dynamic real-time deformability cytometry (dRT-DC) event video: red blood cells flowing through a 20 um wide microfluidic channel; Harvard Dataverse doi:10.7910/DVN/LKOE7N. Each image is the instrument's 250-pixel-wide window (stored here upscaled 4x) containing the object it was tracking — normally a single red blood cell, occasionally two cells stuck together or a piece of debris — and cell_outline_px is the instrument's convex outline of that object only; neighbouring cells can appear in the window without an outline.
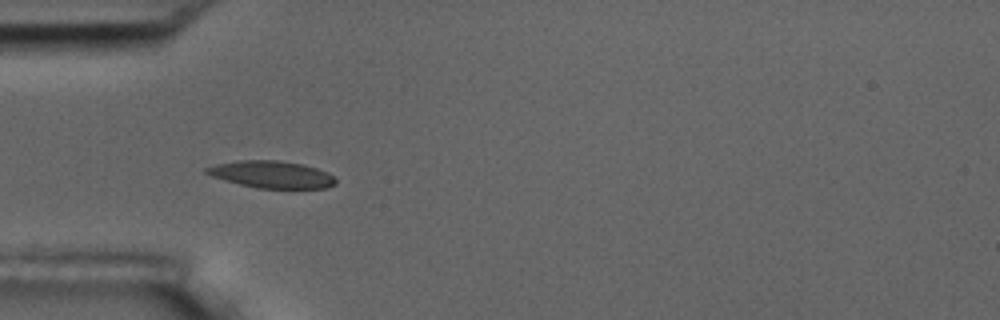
{"species": "common noctule bat (a hibernating species)", "species_latin": "Nyctalus noctula", "temperature_condition": "room temperature", "stored_images_in_passage": 6, "camera_frame_rate_fps": 3000, "um_per_image_px": 0.085, "animal": {"sex": "male", "body_mass_g": 17.5, "forearm_length_mm": 52.3}, "frame": {"image": 1, "passage_image": 5, "time_ms": 4.667, "image_size_px": [1000, 320], "cell_outline_px": [[336, 184], [324, 188], [256, 188], [224, 180], [212, 176], [204, 172], [204, 168], [216, 164], [240, 160], [276, 160], [304, 164], [328, 172], [336, 180]], "centroid_in_image_um": [23.08, 14.82], "position_along_channel_um": 61.9, "area_um2": 20.35}}